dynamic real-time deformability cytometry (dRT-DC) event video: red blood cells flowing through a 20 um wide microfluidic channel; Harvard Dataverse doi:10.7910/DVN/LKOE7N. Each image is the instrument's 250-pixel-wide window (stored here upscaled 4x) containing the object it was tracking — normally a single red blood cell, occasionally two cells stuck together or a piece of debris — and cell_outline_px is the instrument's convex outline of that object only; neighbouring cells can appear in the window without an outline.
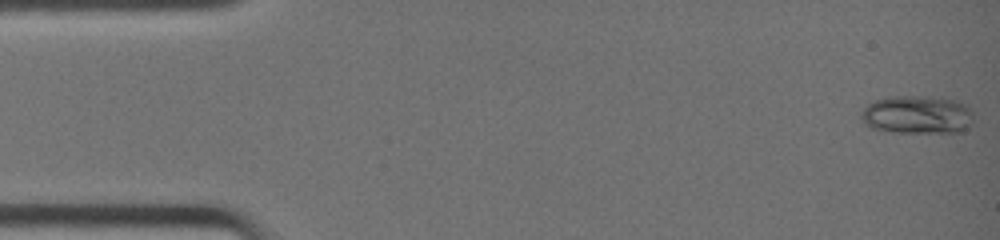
{"species": "common noctule bat (a hibernating species)", "species_latin": "Nyctalus noctula", "temperature_condition": "warm", "stored_images_in_passage": 41, "camera_frame_rate_fps": 3000, "um_per_image_px": 0.085, "animal": {"sex": "female", "body_mass_g": 19.0, "forearm_length_mm": 51.5}, "frame": {"image": 1, "passage_image": 1, "time_ms": 0.0, "image_size_px": [1000, 240], "cell_outline_px": [[972, 120], [960, 132], [892, 132], [868, 128], [864, 124], [860, 116], [860, 112], [868, 104], [876, 100], [892, 96], [924, 96], [956, 100], [964, 104], [972, 112]], "centroid_in_image_um": [77.89, 9.75], "position_along_channel_um": 7.1, "area_um2": 24.97}}
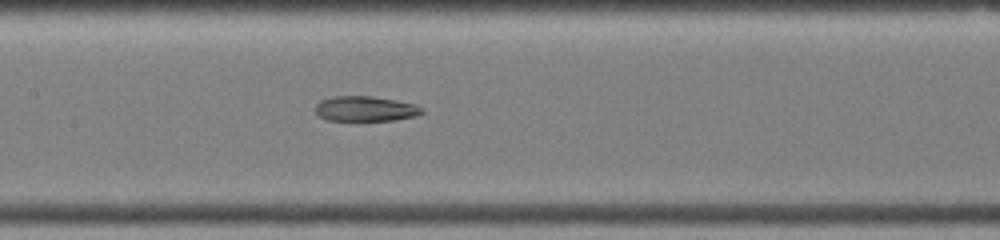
{"frame": {"image": 2, "passage_image": 20, "time_ms": 6.333, "image_size_px": [1000, 240], "cell_outline_px": [[424, 112], [416, 116], [396, 120], [328, 120], [320, 116], [316, 112], [316, 104], [320, 100], [332, 96], [372, 96], [396, 100], [416, 104], [424, 108]], "centroid_in_image_um": [31.1, 9.23], "position_along_channel_um": 176.3, "area_um2": 15.66}}
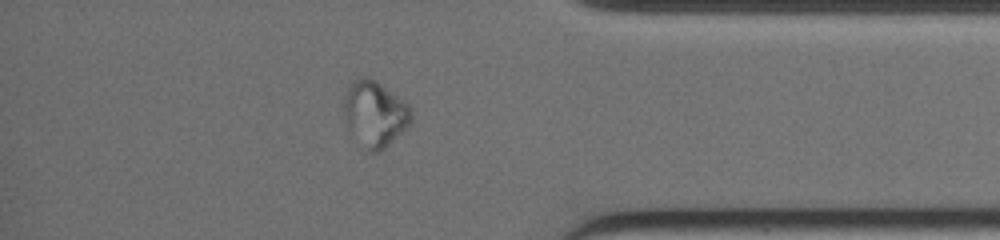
{"frame": {"image": 3, "passage_image": 35, "time_ms": 11.333, "image_size_px": [1000, 240], "cell_outline_px": [[412, 124], [408, 128], [380, 152], [372, 152], [368, 148], [344, 120], [344, 96], [348, 88], [360, 76], [368, 76], [376, 80], [408, 104], [412, 108]], "centroid_in_image_um": [31.93, 9.63], "position_along_channel_um": 403.3, "area_um2": 25.32}, "authors_computed_cell_mechanics": {"area_um2": 19.8832, "velocity_mm_per_s": 4.7178, "shape_relaxation_time_tau1_ms": null, "shape_relaxation_time_tau2_ms": 1.3102, "deformation_change_tau1": null, "deformation_change_tau2": 0.0584}}